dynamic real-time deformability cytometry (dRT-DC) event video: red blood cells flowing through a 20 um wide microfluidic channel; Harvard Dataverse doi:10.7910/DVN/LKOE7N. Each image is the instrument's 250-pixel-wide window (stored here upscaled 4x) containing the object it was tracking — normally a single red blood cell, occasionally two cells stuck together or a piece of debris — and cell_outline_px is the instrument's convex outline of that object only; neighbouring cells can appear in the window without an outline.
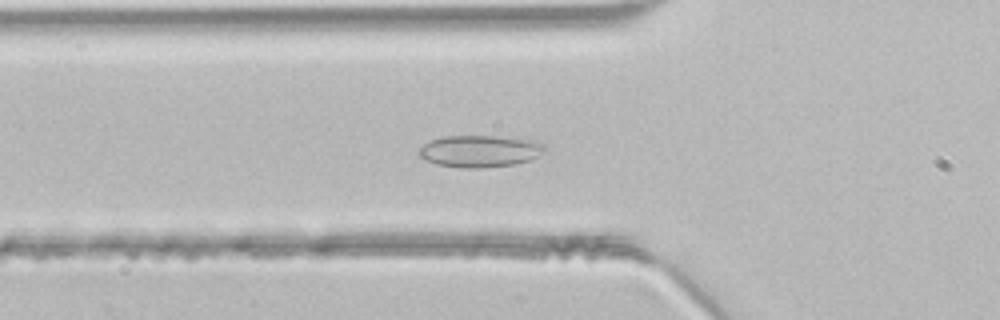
{"species": "common noctule bat (a hibernating species)", "species_latin": "Nyctalus noctula", "temperature_condition": "room temperature", "stored_images_in_passage": 43, "segment_of_instrument_passage": [1, 2], "camera_frame_rate_fps": 3000, "um_per_image_px": 0.085, "animal": {"sex": "male", "body_mass_g": 21.5, "forearm_length_mm": 52.0}, "frame": {"image": 1, "passage_image": 12, "time_ms": 3.667, "image_size_px": [1000, 320], "cell_outline_px": [[544, 152], [528, 160], [516, 164], [484, 168], [460, 168], [436, 164], [424, 160], [416, 152], [424, 144], [432, 140], [444, 136], [492, 136], [528, 140], [544, 144]], "centroid_in_image_um": [40.72, 12.86], "position_along_channel_um": 85.1, "area_um2": 23.24}}
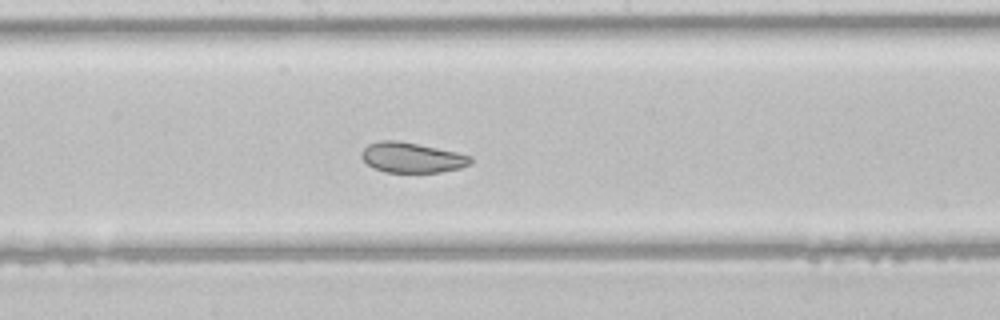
{"frame": {"image": 2, "passage_image": 21, "time_ms": 6.667, "image_size_px": [1000, 320], "cell_outline_px": [[472, 164], [460, 168], [440, 172], [388, 172], [376, 168], [368, 164], [360, 156], [360, 152], [368, 144], [380, 140], [396, 140], [456, 152], [472, 156]], "centroid_in_image_um": [35.01, 13.39], "position_along_channel_um": 213.2, "area_um2": 19.02}}
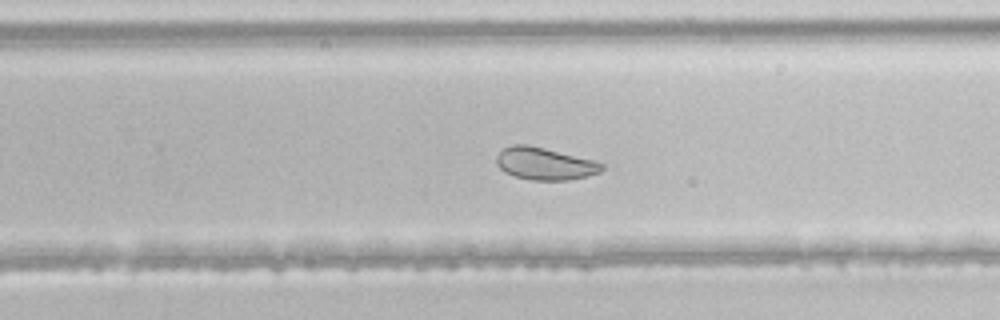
{"frame": {"image": 3, "passage_image": 26, "time_ms": 8.333, "image_size_px": [1000, 320], "cell_outline_px": [[604, 168], [600, 172], [588, 176], [568, 180], [532, 180], [516, 176], [504, 172], [496, 164], [496, 156], [504, 148], [512, 144], [528, 144], [592, 160], [604, 164]], "centroid_in_image_um": [46.28, 13.91], "position_along_channel_um": 283.5, "area_um2": 19.71}}